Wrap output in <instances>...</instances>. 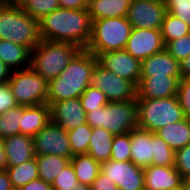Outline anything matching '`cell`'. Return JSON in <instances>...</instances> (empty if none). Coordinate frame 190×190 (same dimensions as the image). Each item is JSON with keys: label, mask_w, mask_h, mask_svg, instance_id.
<instances>
[{"label": "cell", "mask_w": 190, "mask_h": 190, "mask_svg": "<svg viewBox=\"0 0 190 190\" xmlns=\"http://www.w3.org/2000/svg\"><path fill=\"white\" fill-rule=\"evenodd\" d=\"M91 32L92 19L88 9L59 7L39 20L40 38L46 41L70 43L86 49Z\"/></svg>", "instance_id": "obj_1"}, {"label": "cell", "mask_w": 190, "mask_h": 190, "mask_svg": "<svg viewBox=\"0 0 190 190\" xmlns=\"http://www.w3.org/2000/svg\"><path fill=\"white\" fill-rule=\"evenodd\" d=\"M97 57L81 49L57 78L48 81L47 104L78 98L90 86Z\"/></svg>", "instance_id": "obj_2"}, {"label": "cell", "mask_w": 190, "mask_h": 190, "mask_svg": "<svg viewBox=\"0 0 190 190\" xmlns=\"http://www.w3.org/2000/svg\"><path fill=\"white\" fill-rule=\"evenodd\" d=\"M0 40L12 41L32 51L41 41L39 21L23 11L19 4L0 2Z\"/></svg>", "instance_id": "obj_3"}, {"label": "cell", "mask_w": 190, "mask_h": 190, "mask_svg": "<svg viewBox=\"0 0 190 190\" xmlns=\"http://www.w3.org/2000/svg\"><path fill=\"white\" fill-rule=\"evenodd\" d=\"M80 47L61 42L42 40L31 51L30 67L47 81L57 78Z\"/></svg>", "instance_id": "obj_4"}, {"label": "cell", "mask_w": 190, "mask_h": 190, "mask_svg": "<svg viewBox=\"0 0 190 190\" xmlns=\"http://www.w3.org/2000/svg\"><path fill=\"white\" fill-rule=\"evenodd\" d=\"M86 122L92 128H104L113 135L129 133L137 127L136 100L108 102L87 112Z\"/></svg>", "instance_id": "obj_5"}, {"label": "cell", "mask_w": 190, "mask_h": 190, "mask_svg": "<svg viewBox=\"0 0 190 190\" xmlns=\"http://www.w3.org/2000/svg\"><path fill=\"white\" fill-rule=\"evenodd\" d=\"M137 127L150 132L185 118L176 96L169 98H136Z\"/></svg>", "instance_id": "obj_6"}, {"label": "cell", "mask_w": 190, "mask_h": 190, "mask_svg": "<svg viewBox=\"0 0 190 190\" xmlns=\"http://www.w3.org/2000/svg\"><path fill=\"white\" fill-rule=\"evenodd\" d=\"M131 24L127 17L106 18L92 21V32L86 50L97 56L107 51L125 48Z\"/></svg>", "instance_id": "obj_7"}, {"label": "cell", "mask_w": 190, "mask_h": 190, "mask_svg": "<svg viewBox=\"0 0 190 190\" xmlns=\"http://www.w3.org/2000/svg\"><path fill=\"white\" fill-rule=\"evenodd\" d=\"M8 82L18 105L37 106L47 102L48 81L31 67L13 70Z\"/></svg>", "instance_id": "obj_8"}, {"label": "cell", "mask_w": 190, "mask_h": 190, "mask_svg": "<svg viewBox=\"0 0 190 190\" xmlns=\"http://www.w3.org/2000/svg\"><path fill=\"white\" fill-rule=\"evenodd\" d=\"M90 85L101 90L109 102L136 100V87L122 77L104 69L96 63Z\"/></svg>", "instance_id": "obj_9"}, {"label": "cell", "mask_w": 190, "mask_h": 190, "mask_svg": "<svg viewBox=\"0 0 190 190\" xmlns=\"http://www.w3.org/2000/svg\"><path fill=\"white\" fill-rule=\"evenodd\" d=\"M35 155H57L67 159L73 157L67 131L53 123L48 124L33 137Z\"/></svg>", "instance_id": "obj_10"}, {"label": "cell", "mask_w": 190, "mask_h": 190, "mask_svg": "<svg viewBox=\"0 0 190 190\" xmlns=\"http://www.w3.org/2000/svg\"><path fill=\"white\" fill-rule=\"evenodd\" d=\"M97 63L123 79L130 81L136 88L141 77V62L124 49L99 53Z\"/></svg>", "instance_id": "obj_11"}, {"label": "cell", "mask_w": 190, "mask_h": 190, "mask_svg": "<svg viewBox=\"0 0 190 190\" xmlns=\"http://www.w3.org/2000/svg\"><path fill=\"white\" fill-rule=\"evenodd\" d=\"M116 186L122 190H144L143 168L132 161L108 160L101 164V170Z\"/></svg>", "instance_id": "obj_12"}, {"label": "cell", "mask_w": 190, "mask_h": 190, "mask_svg": "<svg viewBox=\"0 0 190 190\" xmlns=\"http://www.w3.org/2000/svg\"><path fill=\"white\" fill-rule=\"evenodd\" d=\"M167 13L164 0L131 2L127 19L135 29H161Z\"/></svg>", "instance_id": "obj_13"}, {"label": "cell", "mask_w": 190, "mask_h": 190, "mask_svg": "<svg viewBox=\"0 0 190 190\" xmlns=\"http://www.w3.org/2000/svg\"><path fill=\"white\" fill-rule=\"evenodd\" d=\"M165 49L160 29L132 28L124 50L140 62Z\"/></svg>", "instance_id": "obj_14"}, {"label": "cell", "mask_w": 190, "mask_h": 190, "mask_svg": "<svg viewBox=\"0 0 190 190\" xmlns=\"http://www.w3.org/2000/svg\"><path fill=\"white\" fill-rule=\"evenodd\" d=\"M51 121L66 131L86 123V112L78 98L61 100L50 105Z\"/></svg>", "instance_id": "obj_15"}, {"label": "cell", "mask_w": 190, "mask_h": 190, "mask_svg": "<svg viewBox=\"0 0 190 190\" xmlns=\"http://www.w3.org/2000/svg\"><path fill=\"white\" fill-rule=\"evenodd\" d=\"M182 76H141L136 98H169L177 94Z\"/></svg>", "instance_id": "obj_16"}, {"label": "cell", "mask_w": 190, "mask_h": 190, "mask_svg": "<svg viewBox=\"0 0 190 190\" xmlns=\"http://www.w3.org/2000/svg\"><path fill=\"white\" fill-rule=\"evenodd\" d=\"M131 161L141 168L153 165L155 154V133L135 127L130 131Z\"/></svg>", "instance_id": "obj_17"}, {"label": "cell", "mask_w": 190, "mask_h": 190, "mask_svg": "<svg viewBox=\"0 0 190 190\" xmlns=\"http://www.w3.org/2000/svg\"><path fill=\"white\" fill-rule=\"evenodd\" d=\"M143 171L144 190H169L180 186L183 180L174 166L150 165Z\"/></svg>", "instance_id": "obj_18"}, {"label": "cell", "mask_w": 190, "mask_h": 190, "mask_svg": "<svg viewBox=\"0 0 190 190\" xmlns=\"http://www.w3.org/2000/svg\"><path fill=\"white\" fill-rule=\"evenodd\" d=\"M7 168L14 167L35 158L33 137L15 134L3 139Z\"/></svg>", "instance_id": "obj_19"}, {"label": "cell", "mask_w": 190, "mask_h": 190, "mask_svg": "<svg viewBox=\"0 0 190 190\" xmlns=\"http://www.w3.org/2000/svg\"><path fill=\"white\" fill-rule=\"evenodd\" d=\"M141 76H182L180 61L165 49L141 61Z\"/></svg>", "instance_id": "obj_20"}, {"label": "cell", "mask_w": 190, "mask_h": 190, "mask_svg": "<svg viewBox=\"0 0 190 190\" xmlns=\"http://www.w3.org/2000/svg\"><path fill=\"white\" fill-rule=\"evenodd\" d=\"M50 120V106L47 103L37 106H24L19 124L20 134L34 137Z\"/></svg>", "instance_id": "obj_21"}, {"label": "cell", "mask_w": 190, "mask_h": 190, "mask_svg": "<svg viewBox=\"0 0 190 190\" xmlns=\"http://www.w3.org/2000/svg\"><path fill=\"white\" fill-rule=\"evenodd\" d=\"M154 133L176 151L190 144V118L161 127Z\"/></svg>", "instance_id": "obj_22"}, {"label": "cell", "mask_w": 190, "mask_h": 190, "mask_svg": "<svg viewBox=\"0 0 190 190\" xmlns=\"http://www.w3.org/2000/svg\"><path fill=\"white\" fill-rule=\"evenodd\" d=\"M130 0H93L88 4V12L93 20L127 17Z\"/></svg>", "instance_id": "obj_23"}, {"label": "cell", "mask_w": 190, "mask_h": 190, "mask_svg": "<svg viewBox=\"0 0 190 190\" xmlns=\"http://www.w3.org/2000/svg\"><path fill=\"white\" fill-rule=\"evenodd\" d=\"M31 51L12 41L0 40V59L11 69L19 70L30 67Z\"/></svg>", "instance_id": "obj_24"}, {"label": "cell", "mask_w": 190, "mask_h": 190, "mask_svg": "<svg viewBox=\"0 0 190 190\" xmlns=\"http://www.w3.org/2000/svg\"><path fill=\"white\" fill-rule=\"evenodd\" d=\"M114 135L104 128H92L88 152L98 163L110 160Z\"/></svg>", "instance_id": "obj_25"}, {"label": "cell", "mask_w": 190, "mask_h": 190, "mask_svg": "<svg viewBox=\"0 0 190 190\" xmlns=\"http://www.w3.org/2000/svg\"><path fill=\"white\" fill-rule=\"evenodd\" d=\"M70 163L75 171L78 182L88 186L92 185L101 170V164L89 154L74 155L70 159Z\"/></svg>", "instance_id": "obj_26"}, {"label": "cell", "mask_w": 190, "mask_h": 190, "mask_svg": "<svg viewBox=\"0 0 190 190\" xmlns=\"http://www.w3.org/2000/svg\"><path fill=\"white\" fill-rule=\"evenodd\" d=\"M38 166L39 178L46 183L52 184L64 169V167L70 162V159L57 156V155H35Z\"/></svg>", "instance_id": "obj_27"}, {"label": "cell", "mask_w": 190, "mask_h": 190, "mask_svg": "<svg viewBox=\"0 0 190 190\" xmlns=\"http://www.w3.org/2000/svg\"><path fill=\"white\" fill-rule=\"evenodd\" d=\"M12 188L17 190L34 179L39 178L36 157L14 167L6 168Z\"/></svg>", "instance_id": "obj_28"}, {"label": "cell", "mask_w": 190, "mask_h": 190, "mask_svg": "<svg viewBox=\"0 0 190 190\" xmlns=\"http://www.w3.org/2000/svg\"><path fill=\"white\" fill-rule=\"evenodd\" d=\"M160 30L165 45L172 40L181 38L190 33V27L183 20L168 12L165 15Z\"/></svg>", "instance_id": "obj_29"}, {"label": "cell", "mask_w": 190, "mask_h": 190, "mask_svg": "<svg viewBox=\"0 0 190 190\" xmlns=\"http://www.w3.org/2000/svg\"><path fill=\"white\" fill-rule=\"evenodd\" d=\"M24 106L17 105L0 115V139L20 133L19 124Z\"/></svg>", "instance_id": "obj_30"}, {"label": "cell", "mask_w": 190, "mask_h": 190, "mask_svg": "<svg viewBox=\"0 0 190 190\" xmlns=\"http://www.w3.org/2000/svg\"><path fill=\"white\" fill-rule=\"evenodd\" d=\"M73 156L87 154L92 127L86 122L67 131Z\"/></svg>", "instance_id": "obj_31"}, {"label": "cell", "mask_w": 190, "mask_h": 190, "mask_svg": "<svg viewBox=\"0 0 190 190\" xmlns=\"http://www.w3.org/2000/svg\"><path fill=\"white\" fill-rule=\"evenodd\" d=\"M20 7L36 20L59 8L58 0H23Z\"/></svg>", "instance_id": "obj_32"}, {"label": "cell", "mask_w": 190, "mask_h": 190, "mask_svg": "<svg viewBox=\"0 0 190 190\" xmlns=\"http://www.w3.org/2000/svg\"><path fill=\"white\" fill-rule=\"evenodd\" d=\"M130 147V132L121 135H114L110 159L122 162L131 161Z\"/></svg>", "instance_id": "obj_33"}, {"label": "cell", "mask_w": 190, "mask_h": 190, "mask_svg": "<svg viewBox=\"0 0 190 190\" xmlns=\"http://www.w3.org/2000/svg\"><path fill=\"white\" fill-rule=\"evenodd\" d=\"M79 99L86 113L101 108L109 102L101 90L91 85L80 95Z\"/></svg>", "instance_id": "obj_34"}, {"label": "cell", "mask_w": 190, "mask_h": 190, "mask_svg": "<svg viewBox=\"0 0 190 190\" xmlns=\"http://www.w3.org/2000/svg\"><path fill=\"white\" fill-rule=\"evenodd\" d=\"M175 151L158 135L155 134V154L153 165L171 167L174 166Z\"/></svg>", "instance_id": "obj_35"}, {"label": "cell", "mask_w": 190, "mask_h": 190, "mask_svg": "<svg viewBox=\"0 0 190 190\" xmlns=\"http://www.w3.org/2000/svg\"><path fill=\"white\" fill-rule=\"evenodd\" d=\"M165 50L177 61H182L190 55V33L172 40L165 45Z\"/></svg>", "instance_id": "obj_36"}, {"label": "cell", "mask_w": 190, "mask_h": 190, "mask_svg": "<svg viewBox=\"0 0 190 190\" xmlns=\"http://www.w3.org/2000/svg\"><path fill=\"white\" fill-rule=\"evenodd\" d=\"M78 183L75 171L69 162L55 178L52 188L53 190L76 188Z\"/></svg>", "instance_id": "obj_37"}, {"label": "cell", "mask_w": 190, "mask_h": 190, "mask_svg": "<svg viewBox=\"0 0 190 190\" xmlns=\"http://www.w3.org/2000/svg\"><path fill=\"white\" fill-rule=\"evenodd\" d=\"M167 12L190 27V0H164Z\"/></svg>", "instance_id": "obj_38"}, {"label": "cell", "mask_w": 190, "mask_h": 190, "mask_svg": "<svg viewBox=\"0 0 190 190\" xmlns=\"http://www.w3.org/2000/svg\"><path fill=\"white\" fill-rule=\"evenodd\" d=\"M174 167L183 179H190V144L175 151Z\"/></svg>", "instance_id": "obj_39"}, {"label": "cell", "mask_w": 190, "mask_h": 190, "mask_svg": "<svg viewBox=\"0 0 190 190\" xmlns=\"http://www.w3.org/2000/svg\"><path fill=\"white\" fill-rule=\"evenodd\" d=\"M176 97L185 118H190V77L179 80Z\"/></svg>", "instance_id": "obj_40"}, {"label": "cell", "mask_w": 190, "mask_h": 190, "mask_svg": "<svg viewBox=\"0 0 190 190\" xmlns=\"http://www.w3.org/2000/svg\"><path fill=\"white\" fill-rule=\"evenodd\" d=\"M18 104L12 94L9 82L0 83V115Z\"/></svg>", "instance_id": "obj_41"}, {"label": "cell", "mask_w": 190, "mask_h": 190, "mask_svg": "<svg viewBox=\"0 0 190 190\" xmlns=\"http://www.w3.org/2000/svg\"><path fill=\"white\" fill-rule=\"evenodd\" d=\"M90 187L91 190H116L117 188L116 184L101 171Z\"/></svg>", "instance_id": "obj_42"}, {"label": "cell", "mask_w": 190, "mask_h": 190, "mask_svg": "<svg viewBox=\"0 0 190 190\" xmlns=\"http://www.w3.org/2000/svg\"><path fill=\"white\" fill-rule=\"evenodd\" d=\"M17 190H53V188L52 184L46 183L44 180L37 178Z\"/></svg>", "instance_id": "obj_43"}, {"label": "cell", "mask_w": 190, "mask_h": 190, "mask_svg": "<svg viewBox=\"0 0 190 190\" xmlns=\"http://www.w3.org/2000/svg\"><path fill=\"white\" fill-rule=\"evenodd\" d=\"M59 7L75 10L87 9L86 0H58Z\"/></svg>", "instance_id": "obj_44"}, {"label": "cell", "mask_w": 190, "mask_h": 190, "mask_svg": "<svg viewBox=\"0 0 190 190\" xmlns=\"http://www.w3.org/2000/svg\"><path fill=\"white\" fill-rule=\"evenodd\" d=\"M11 70L1 59H0V83H5L10 80Z\"/></svg>", "instance_id": "obj_45"}, {"label": "cell", "mask_w": 190, "mask_h": 190, "mask_svg": "<svg viewBox=\"0 0 190 190\" xmlns=\"http://www.w3.org/2000/svg\"><path fill=\"white\" fill-rule=\"evenodd\" d=\"M0 190H13L8 172L6 170L0 171Z\"/></svg>", "instance_id": "obj_46"}, {"label": "cell", "mask_w": 190, "mask_h": 190, "mask_svg": "<svg viewBox=\"0 0 190 190\" xmlns=\"http://www.w3.org/2000/svg\"><path fill=\"white\" fill-rule=\"evenodd\" d=\"M182 78L190 77V55L180 62Z\"/></svg>", "instance_id": "obj_47"}, {"label": "cell", "mask_w": 190, "mask_h": 190, "mask_svg": "<svg viewBox=\"0 0 190 190\" xmlns=\"http://www.w3.org/2000/svg\"><path fill=\"white\" fill-rule=\"evenodd\" d=\"M7 168V158L4 149L3 139H0V171H4Z\"/></svg>", "instance_id": "obj_48"}, {"label": "cell", "mask_w": 190, "mask_h": 190, "mask_svg": "<svg viewBox=\"0 0 190 190\" xmlns=\"http://www.w3.org/2000/svg\"><path fill=\"white\" fill-rule=\"evenodd\" d=\"M60 190H91V187L86 184L78 183L76 188L60 189Z\"/></svg>", "instance_id": "obj_49"}, {"label": "cell", "mask_w": 190, "mask_h": 190, "mask_svg": "<svg viewBox=\"0 0 190 190\" xmlns=\"http://www.w3.org/2000/svg\"><path fill=\"white\" fill-rule=\"evenodd\" d=\"M183 190H190V179H183L182 180Z\"/></svg>", "instance_id": "obj_50"}, {"label": "cell", "mask_w": 190, "mask_h": 190, "mask_svg": "<svg viewBox=\"0 0 190 190\" xmlns=\"http://www.w3.org/2000/svg\"><path fill=\"white\" fill-rule=\"evenodd\" d=\"M23 0H0L2 3L6 4H20Z\"/></svg>", "instance_id": "obj_51"}, {"label": "cell", "mask_w": 190, "mask_h": 190, "mask_svg": "<svg viewBox=\"0 0 190 190\" xmlns=\"http://www.w3.org/2000/svg\"><path fill=\"white\" fill-rule=\"evenodd\" d=\"M169 190H183V186L182 184L176 188H172V189H169Z\"/></svg>", "instance_id": "obj_52"}, {"label": "cell", "mask_w": 190, "mask_h": 190, "mask_svg": "<svg viewBox=\"0 0 190 190\" xmlns=\"http://www.w3.org/2000/svg\"><path fill=\"white\" fill-rule=\"evenodd\" d=\"M131 2H137V1H156V0H130Z\"/></svg>", "instance_id": "obj_53"}, {"label": "cell", "mask_w": 190, "mask_h": 190, "mask_svg": "<svg viewBox=\"0 0 190 190\" xmlns=\"http://www.w3.org/2000/svg\"><path fill=\"white\" fill-rule=\"evenodd\" d=\"M91 1H93V0H86L87 4H89Z\"/></svg>", "instance_id": "obj_54"}]
</instances>
